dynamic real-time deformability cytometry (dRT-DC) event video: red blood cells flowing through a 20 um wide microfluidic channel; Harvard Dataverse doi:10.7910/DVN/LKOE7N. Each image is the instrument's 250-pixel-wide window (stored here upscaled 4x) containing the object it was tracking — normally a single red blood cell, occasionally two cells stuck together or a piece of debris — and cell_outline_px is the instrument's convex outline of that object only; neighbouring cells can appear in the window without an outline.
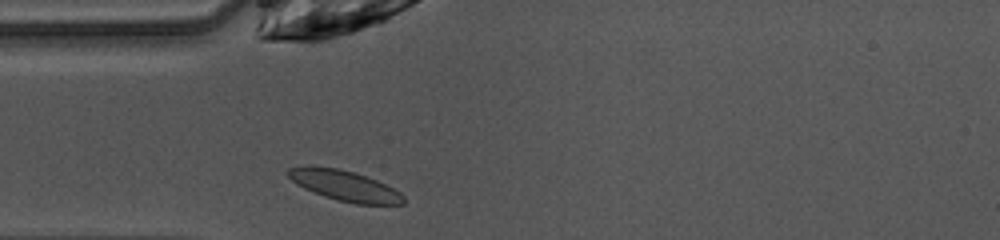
{"species": "common noctule bat (a hibernating species)", "species_latin": "Nyctalus noctula", "temperature_condition": "warm", "stored_images_in_passage": 34, "camera_frame_rate_fps": 3000, "um_per_image_px": 0.085, "animal": {"sex": "female", "body_mass_g": 10.0, "forearm_length_mm": 53.1}, "frame": {"image": 1, "passage_image": 1, "time_ms": 0.0, "image_size_px": [1000, 240], "cell_outline_px": [[404, 204], [356, 204], [336, 200], [324, 196], [304, 188], [296, 184], [284, 172], [288, 168], [304, 164], [308, 164], [336, 168], [352, 172], [376, 180], [400, 192], [404, 196]], "centroid_in_image_um": [29.21, 15.76], "position_along_channel_um": 55.8, "area_um2": 20.58}}
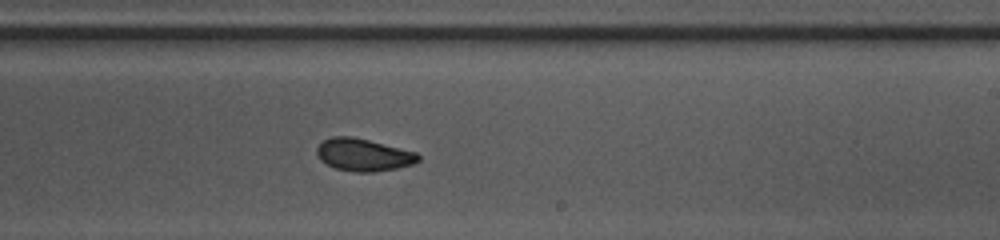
{"frame": {"image": 2, "passage_image": 16, "time_ms": 5.0, "image_size_px": [1000, 240], "cell_outline_px": [[420, 160], [416, 164], [396, 168], [372, 172], [356, 172], [336, 168], [320, 160], [316, 152], [316, 148], [324, 140], [332, 136], [352, 136], [416, 152], [420, 156]], "centroid_in_image_um": [30.91, 13.16], "position_along_channel_um": 258.1, "area_um2": 19.07}}
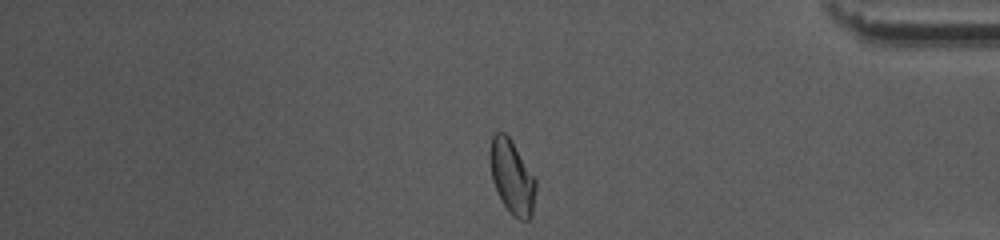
{"frame": {"image": 3, "passage_image": 28, "time_ms": 9.0, "image_size_px": [1000, 240], "cell_outline_px": [[536, 188], [532, 216], [528, 220], [520, 220], [512, 216], [504, 204], [492, 180], [488, 156], [488, 152], [492, 136], [496, 132], [504, 132], [512, 140], [536, 180]], "centroid_in_image_um": [43.5, 15.02], "position_along_channel_um": 391.7, "area_um2": 19.83}, "authors_computed_cell_mechanics": {"area_um2": 19.5075, "velocity_mm_per_s": 4.0687, "shape_relaxation_time_tau1_ms": 5.0584, "shape_relaxation_time_tau2_ms": 1.9517, "deformation_change_tau1": 0.1435, "deformation_change_tau2": 0.0578}}